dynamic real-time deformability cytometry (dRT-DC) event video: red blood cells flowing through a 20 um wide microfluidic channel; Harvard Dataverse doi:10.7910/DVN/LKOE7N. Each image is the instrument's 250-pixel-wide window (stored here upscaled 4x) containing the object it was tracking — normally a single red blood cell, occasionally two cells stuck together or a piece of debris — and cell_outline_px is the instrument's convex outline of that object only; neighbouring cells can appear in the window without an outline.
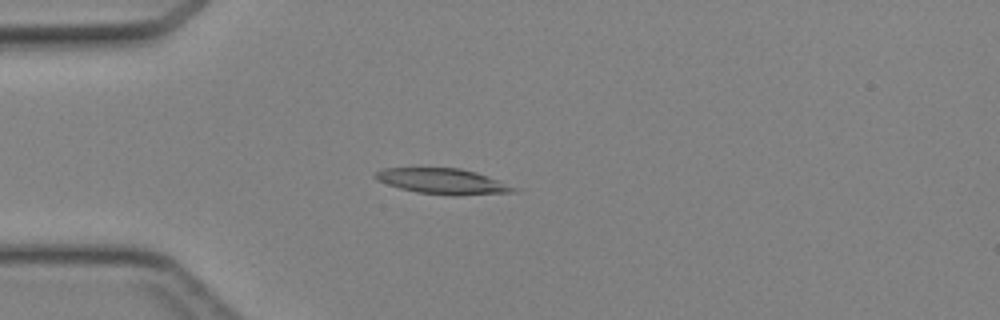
{"species": "Egyptian fruit bat (a non-hibernating species)", "species_latin": "Rousettus aegyptiacus", "temperature_condition": "cold", "stored_images_in_passage": 35, "camera_frame_rate_fps": 3000, "um_per_image_px": 0.085, "animal": {"sex": "female"}, "frame": {"image": 1, "passage_image": 2, "time_ms": 0.333, "image_size_px": [1000, 320], "cell_outline_px": [[520, 188], [516, 192], [460, 196], [452, 196], [416, 192], [400, 188], [376, 180], [372, 176], [376, 172], [384, 168], [460, 168], [476, 172]], "centroid_in_image_um": [37.67, 15.42], "position_along_channel_um": 47.3, "area_um2": 20.81}}
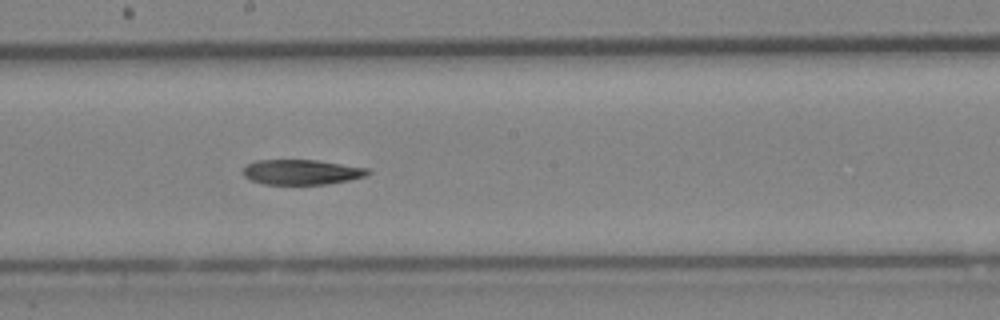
{"frame": {"image": 2, "passage_image": 15, "time_ms": 4.667, "image_size_px": [1000, 320], "cell_outline_px": [[372, 172], [368, 176], [348, 180], [324, 184], [264, 184], [252, 180], [244, 176], [244, 164], [256, 160], [316, 160], [368, 168]], "centroid_in_image_um": [25.64, 14.62], "position_along_channel_um": 222.6, "area_um2": 18.21}}
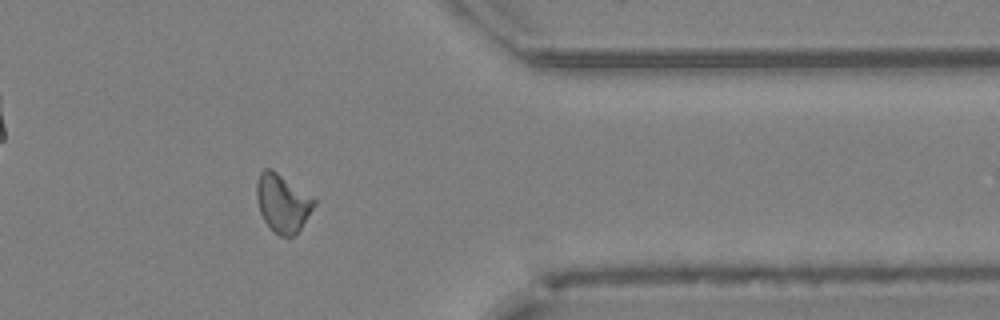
{"frame": {"image": 3, "passage_image": 27, "time_ms": 8.667, "image_size_px": [1000, 320], "cell_outline_px": [[316, 204], [300, 228], [292, 236], [280, 236], [264, 220], [260, 212], [256, 196], [256, 180], [260, 172], [264, 168], [272, 168], [312, 196], [316, 200]], "centroid_in_image_um": [24.0, 17.21], "position_along_channel_um": 387.4, "area_um2": 19.31}}